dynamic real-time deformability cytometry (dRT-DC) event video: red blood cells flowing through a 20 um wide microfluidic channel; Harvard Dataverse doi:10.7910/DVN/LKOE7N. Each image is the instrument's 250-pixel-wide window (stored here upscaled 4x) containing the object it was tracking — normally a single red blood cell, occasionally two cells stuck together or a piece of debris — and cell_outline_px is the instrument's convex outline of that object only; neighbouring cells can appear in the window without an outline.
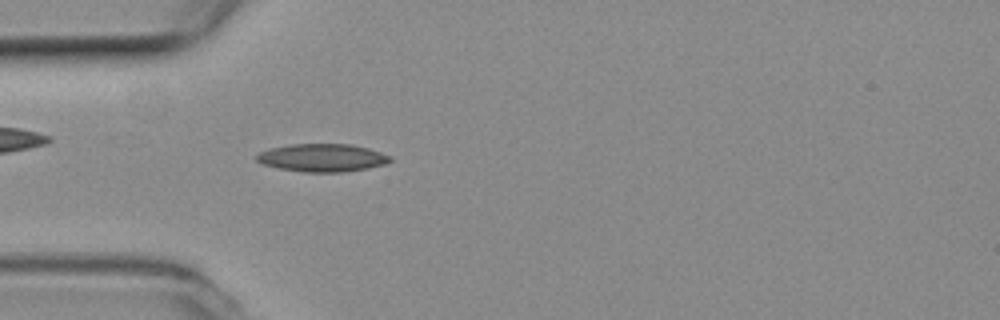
{"species": "common noctule bat (a hibernating species)", "species_latin": "Nyctalus noctula", "temperature_condition": "room temperature", "stored_images_in_passage": 7, "camera_frame_rate_fps": 3000, "um_per_image_px": 0.085, "animal": {"sex": "female", "body_mass_g": 19.3, "forearm_length_mm": 54.1}, "frame": {"image": 1, "passage_image": 3, "time_ms": 0.667, "image_size_px": [1000, 320], "cell_outline_px": [[392, 160], [384, 164], [368, 168], [340, 172], [304, 172], [280, 168], [264, 164], [256, 160], [256, 156], [260, 152], [272, 148], [292, 144], [352, 144], [368, 148], [392, 156]], "centroid_in_image_um": [27.43, 13.4], "position_along_channel_um": 57.6, "area_um2": 21.5}}